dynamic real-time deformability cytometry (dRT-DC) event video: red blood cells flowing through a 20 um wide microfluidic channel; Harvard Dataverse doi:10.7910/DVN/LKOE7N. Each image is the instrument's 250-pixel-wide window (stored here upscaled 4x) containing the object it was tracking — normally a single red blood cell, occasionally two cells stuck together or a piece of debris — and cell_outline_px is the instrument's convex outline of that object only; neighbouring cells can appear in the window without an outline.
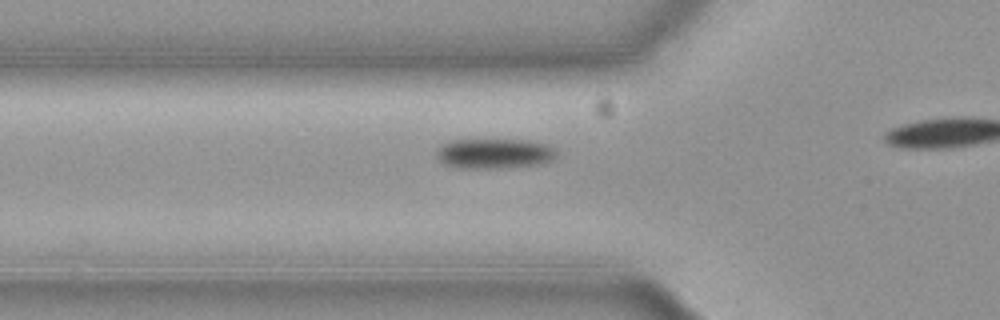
{"species": "common noctule bat (a hibernating species)", "species_latin": "Nyctalus noctula", "temperature_condition": "cold", "stored_images_in_passage": 18, "camera_frame_rate_fps": 3000, "um_per_image_px": 0.085, "animal": {"sex": "female", "body_mass_g": 19.3, "forearm_length_mm": 54.1}, "frame": {"image": 1, "passage_image": 6, "time_ms": 1.667, "image_size_px": [1000, 320], "cell_outline_px": [[556, 156], [552, 160], [540, 164], [496, 168], [460, 168], [444, 164], [436, 156], [436, 148], [440, 144], [448, 140], [528, 140], [548, 144], [556, 152]], "centroid_in_image_um": [41.97, 13.04], "position_along_channel_um": 83.8, "area_um2": 21.1}}
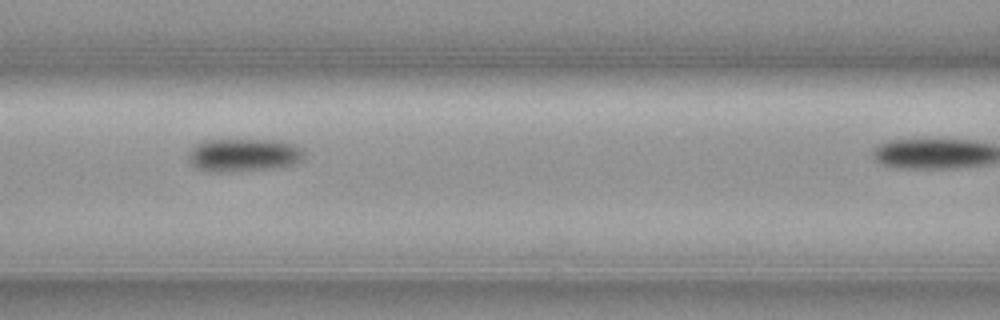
{"frame": {"image": 2, "passage_image": 11, "time_ms": 3.333, "image_size_px": [1000, 320], "cell_outline_px": [[304, 160], [296, 164], [272, 168], [228, 172], [212, 172], [196, 168], [188, 160], [188, 152], [196, 144], [204, 140], [280, 140], [296, 144], [304, 148]], "centroid_in_image_um": [20.75, 13.17], "position_along_channel_um": 145.8, "area_um2": 22.72}}